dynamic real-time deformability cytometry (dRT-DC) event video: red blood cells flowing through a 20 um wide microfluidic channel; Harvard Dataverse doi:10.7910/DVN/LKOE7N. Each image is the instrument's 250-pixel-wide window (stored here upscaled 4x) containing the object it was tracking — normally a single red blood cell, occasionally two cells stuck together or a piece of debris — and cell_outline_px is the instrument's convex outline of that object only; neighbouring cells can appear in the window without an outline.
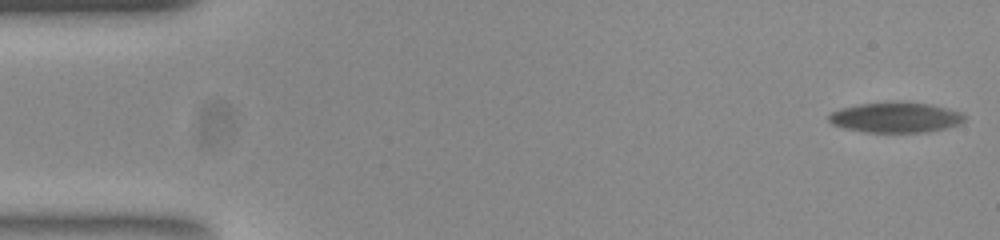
{"species": "common noctule bat (a hibernating species)", "species_latin": "Nyctalus noctula", "temperature_condition": "room temperature", "stored_images_in_passage": 55, "camera_frame_rate_fps": 3000, "um_per_image_px": 0.085, "animal": {"sex": "female", "body_mass_g": 23.0, "forearm_length_mm": 53.4}, "frame": {"image": 1, "passage_image": 1, "time_ms": 0.0, "image_size_px": [1000, 240], "cell_outline_px": [[964, 120], [956, 124], [944, 128], [924, 132], [868, 132], [848, 128], [832, 124], [828, 120], [828, 116], [832, 112], [840, 108], [860, 104], [928, 104], [956, 112], [964, 116]], "centroid_in_image_um": [76.04, 10.02], "position_along_channel_um": 9.0, "area_um2": 22.54}}
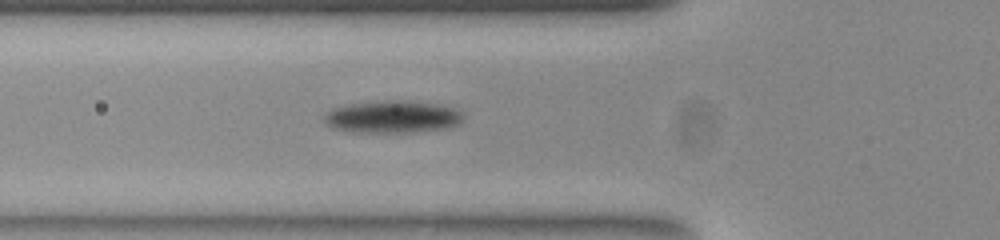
{"frame": {"image": 2, "passage_image": 19, "time_ms": 6.0, "image_size_px": [1000, 240], "cell_outline_px": [[460, 120], [456, 124], [444, 128], [416, 132], [348, 132], [336, 128], [328, 124], [324, 120], [324, 116], [332, 108], [348, 104], [380, 100], [408, 100], [436, 104], [452, 108], [460, 112]], "centroid_in_image_um": [33.29, 9.92], "position_along_channel_um": 92.5, "area_um2": 25.89}}
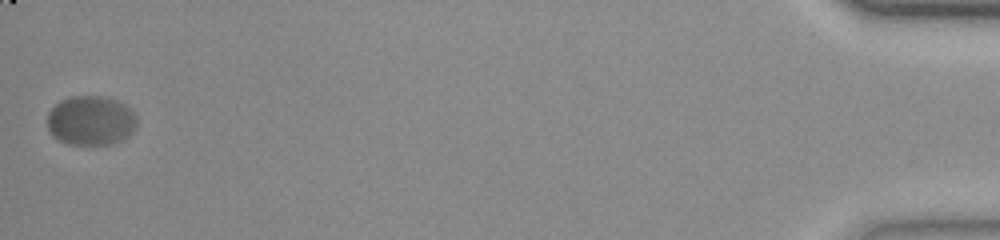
{"frame": {"image": 3, "passage_image": 55, "time_ms": 18.0, "image_size_px": [1000, 240], "cell_outline_px": [[136, 124], [132, 132], [124, 140], [108, 144], [68, 144], [52, 136], [48, 128], [48, 112], [60, 100], [72, 96], [100, 96], [116, 100], [124, 104], [136, 116]], "centroid_in_image_um": [7.71, 10.25], "position_along_channel_um": 427.5, "area_um2": 25.72}}